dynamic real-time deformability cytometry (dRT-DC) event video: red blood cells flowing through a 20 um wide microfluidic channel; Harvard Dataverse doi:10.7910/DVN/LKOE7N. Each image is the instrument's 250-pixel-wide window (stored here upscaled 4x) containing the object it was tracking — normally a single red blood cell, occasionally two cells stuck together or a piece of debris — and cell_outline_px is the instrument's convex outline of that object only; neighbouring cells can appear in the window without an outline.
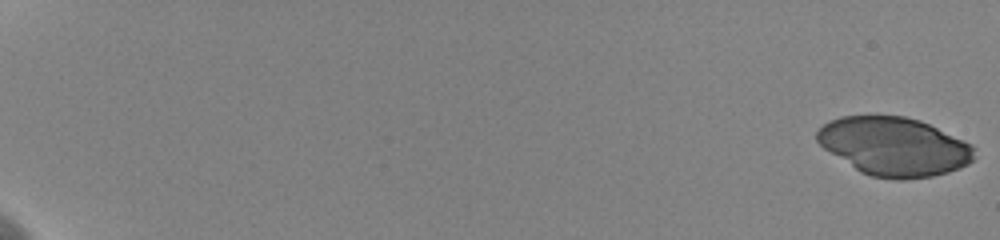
{"species": "human", "species_latin": "Homo sapiens", "temperature_condition": "cold", "stored_images_in_passage": 59, "camera_frame_rate_fps": 3000, "um_per_image_px": 0.085, "donor": {"sex": "female"}, "frame": {"image": 1, "passage_image": 1, "time_ms": 0.0, "image_size_px": [1000, 240], "cell_outline_px": [[976, 148], [972, 160], [968, 164], [948, 172], [932, 176], [900, 180], [896, 180], [872, 176], [860, 172], [824, 148], [816, 140], [816, 132], [828, 120], [840, 116], [904, 116], [920, 120], [972, 144]], "centroid_in_image_um": [75.99, 12.45], "position_along_channel_um": 9.0, "area_um2": 53.52}}
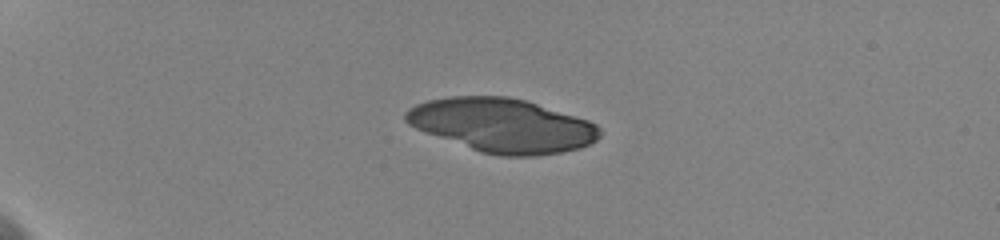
{"frame": {"image": 2, "passage_image": 17, "time_ms": 5.333, "image_size_px": [1000, 240], "cell_outline_px": [[600, 136], [596, 140], [580, 148], [560, 152], [536, 156], [500, 156], [480, 152], [424, 132], [408, 124], [404, 120], [404, 112], [408, 108], [416, 104], [428, 100], [452, 96], [508, 96], [524, 100], [588, 120], [596, 124], [600, 128]], "centroid_in_image_um": [42.65, 10.66], "position_along_channel_um": 42.3, "area_um2": 60.75}}